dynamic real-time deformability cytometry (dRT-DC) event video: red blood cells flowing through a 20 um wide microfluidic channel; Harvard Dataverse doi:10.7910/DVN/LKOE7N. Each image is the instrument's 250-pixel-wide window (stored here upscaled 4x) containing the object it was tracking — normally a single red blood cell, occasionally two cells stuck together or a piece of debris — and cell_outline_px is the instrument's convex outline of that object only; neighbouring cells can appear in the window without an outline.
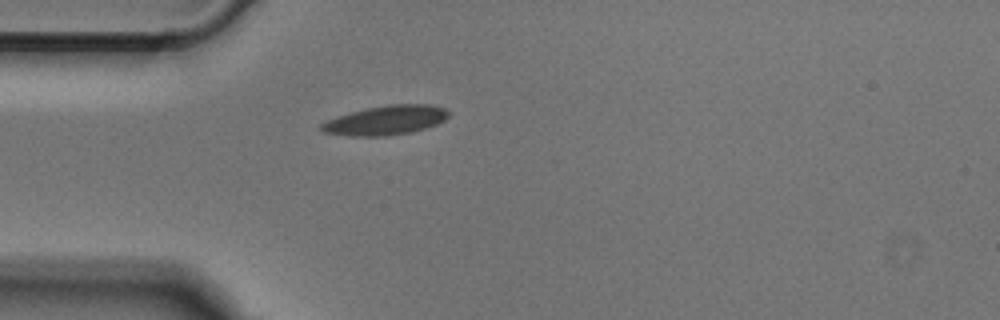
{"species": "Egyptian fruit bat (a non-hibernating species)", "species_latin": "Rousettus aegyptiacus", "temperature_condition": "cold", "stored_images_in_passage": 7, "camera_frame_rate_fps": 3000, "um_per_image_px": 0.085, "animal": {"sex": "male"}, "frame": {"image": 1, "passage_image": 1, "time_ms": 0.0, "image_size_px": [1000, 320], "cell_outline_px": [[448, 116], [444, 120], [436, 124], [412, 132], [388, 136], [348, 136], [324, 132], [320, 128], [320, 124], [328, 120], [352, 112], [368, 108], [392, 104], [428, 104], [444, 108], [448, 112]], "centroid_in_image_um": [32.8, 10.23], "position_along_channel_um": 52.2, "area_um2": 21.44}}
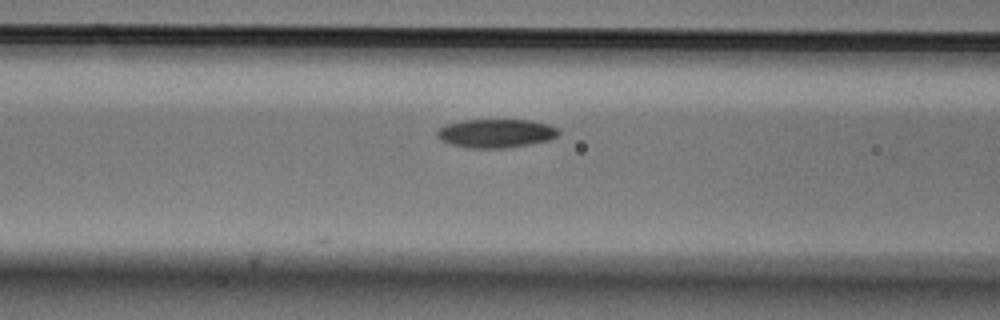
{"frame": {"image": 2, "passage_image": 7, "time_ms": 2.0, "image_size_px": [1000, 320], "cell_outline_px": [[560, 132], [556, 136], [548, 140], [528, 144], [504, 148], [468, 148], [448, 144], [440, 140], [436, 136], [436, 132], [440, 128], [448, 124], [464, 120], [532, 120], [548, 124], [560, 128]], "centroid_in_image_um": [42.15, 11.33], "position_along_channel_um": 124.5, "area_um2": 20.35}}